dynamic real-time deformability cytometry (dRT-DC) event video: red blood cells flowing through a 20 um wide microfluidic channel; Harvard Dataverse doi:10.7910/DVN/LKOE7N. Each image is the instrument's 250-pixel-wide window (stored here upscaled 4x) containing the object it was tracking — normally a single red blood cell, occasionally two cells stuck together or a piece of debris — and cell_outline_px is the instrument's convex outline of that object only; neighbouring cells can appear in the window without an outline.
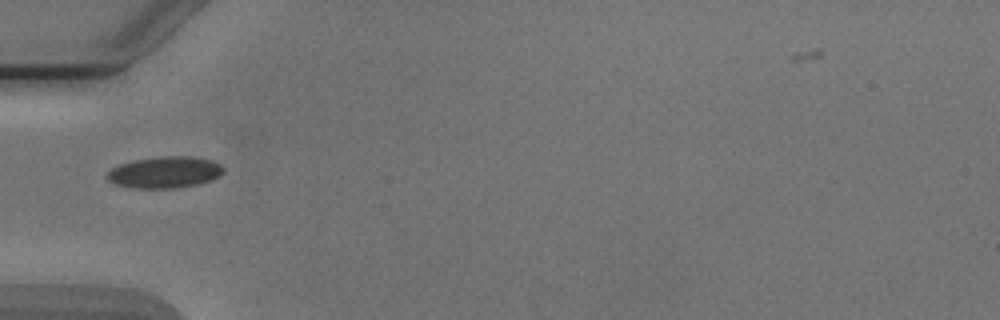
{"species": "Egyptian fruit bat (a non-hibernating species)", "species_latin": "Rousettus aegyptiacus", "temperature_condition": "cold", "stored_images_in_passage": 5, "camera_frame_rate_fps": 3000, "um_per_image_px": 0.085, "animal": {"sex": "male"}, "frame": {"image": 1, "passage_image": 4, "time_ms": 3.667, "image_size_px": [1000, 320], "cell_outline_px": [[224, 172], [220, 176], [212, 180], [200, 184], [180, 188], [132, 188], [116, 184], [108, 180], [104, 176], [112, 168], [120, 164], [136, 160], [160, 156], [192, 156], [212, 160], [220, 164], [224, 168]], "centroid_in_image_um": [14.04, 14.65], "position_along_channel_um": 71.0, "area_um2": 21.62}}
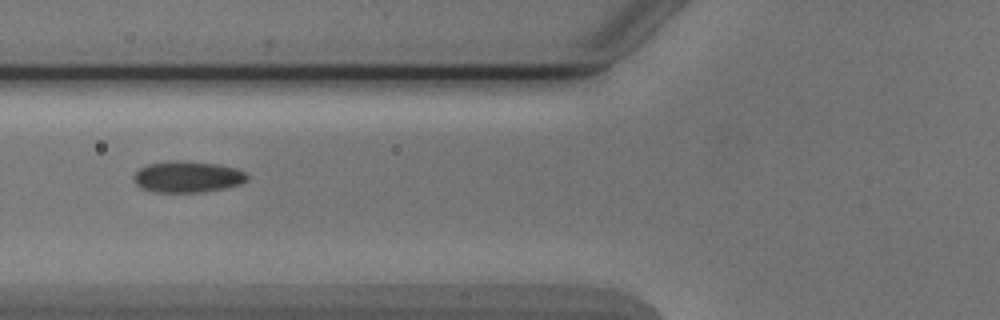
{"frame": {"image": 2, "passage_image": 5, "time_ms": 4.667, "image_size_px": [1000, 320], "cell_outline_px": [[248, 180], [240, 184], [228, 188], [204, 192], [156, 192], [140, 188], [132, 180], [132, 176], [140, 168], [148, 164], [172, 160], [180, 160], [220, 164], [236, 168], [244, 172], [248, 176]], "centroid_in_image_um": [15.94, 15.03], "position_along_channel_um": 109.9, "area_um2": 21.04}}